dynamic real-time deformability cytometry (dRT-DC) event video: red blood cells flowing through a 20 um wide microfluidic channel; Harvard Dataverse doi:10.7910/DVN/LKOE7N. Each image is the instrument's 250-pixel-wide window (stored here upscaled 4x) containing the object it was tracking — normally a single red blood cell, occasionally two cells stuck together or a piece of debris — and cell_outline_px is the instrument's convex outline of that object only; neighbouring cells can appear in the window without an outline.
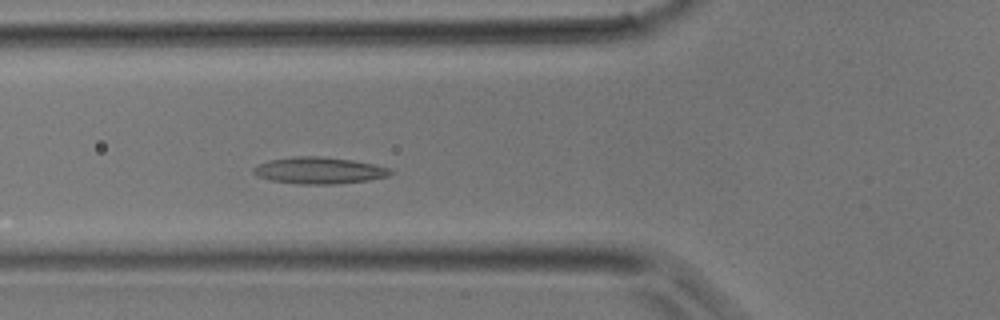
{"species": "common noctule bat (a hibernating species)", "species_latin": "Nyctalus noctula", "temperature_condition": "room temperature", "stored_images_in_passage": 33, "camera_frame_rate_fps": 3000, "um_per_image_px": 0.085, "animal": {"sex": "male", "body_mass_g": 17.9}, "frame": {"image": 1, "passage_image": 8, "time_ms": 2.333, "image_size_px": [1000, 320], "cell_outline_px": [[392, 172], [388, 176], [368, 180], [336, 184], [300, 184], [272, 180], [256, 176], [252, 172], [252, 168], [256, 164], [268, 160], [292, 156], [320, 156], [352, 160], [372, 164], [388, 168]], "centroid_in_image_um": [27.05, 14.48], "position_along_channel_um": 98.8, "area_um2": 21.27}}
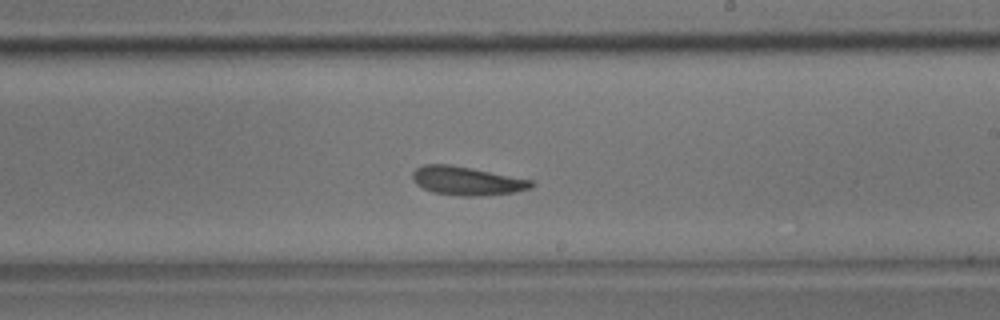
{"frame": {"image": 2, "passage_image": 17, "time_ms": 5.333, "image_size_px": [1000, 320], "cell_outline_px": [[536, 184], [532, 188], [516, 192], [484, 196], [460, 196], [432, 192], [416, 184], [412, 176], [412, 172], [416, 168], [424, 164], [448, 164], [532, 180]], "centroid_in_image_um": [39.69, 15.39], "position_along_channel_um": 249.3, "area_um2": 19.77}}
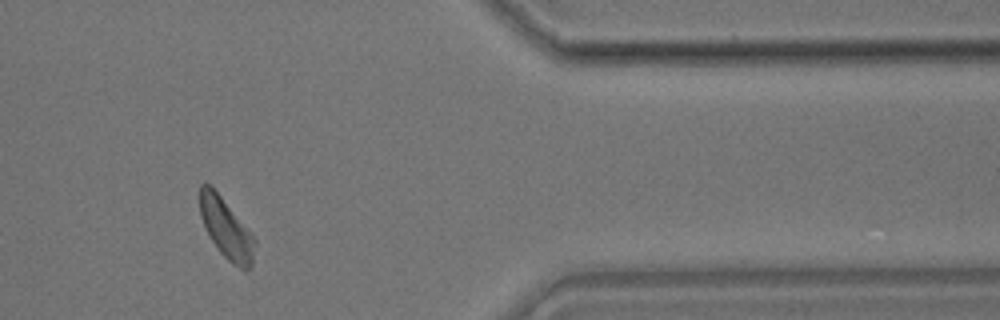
{"frame": {"image": 3, "passage_image": 27, "time_ms": 8.667, "image_size_px": [1000, 320], "cell_outline_px": [[256, 240], [252, 264], [248, 268], [240, 268], [232, 264], [220, 252], [212, 240], [200, 216], [200, 184], [208, 184], [220, 196]], "centroid_in_image_um": [19.22, 19.45], "position_along_channel_um": 392.2, "area_um2": 18.38}}